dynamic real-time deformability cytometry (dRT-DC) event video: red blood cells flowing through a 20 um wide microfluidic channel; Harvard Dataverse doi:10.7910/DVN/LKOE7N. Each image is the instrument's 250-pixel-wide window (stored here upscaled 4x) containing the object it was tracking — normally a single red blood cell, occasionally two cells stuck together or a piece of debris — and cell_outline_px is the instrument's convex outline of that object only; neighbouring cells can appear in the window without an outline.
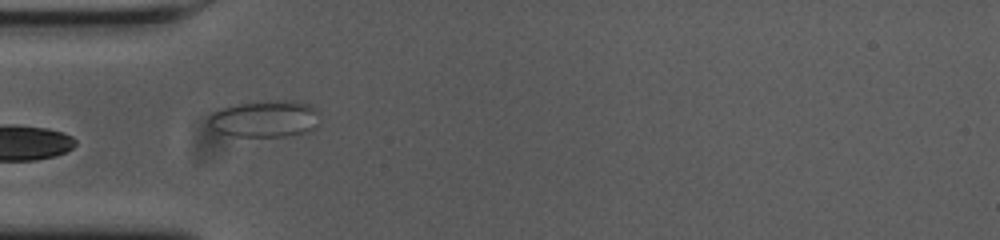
{"species": "common noctule bat (a hibernating species)", "species_latin": "Nyctalus noctula", "temperature_condition": "cold", "stored_images_in_passage": 33, "camera_frame_rate_fps": 3000, "um_per_image_px": 0.085, "animal": {"sex": "female", "body_mass_g": 23.0, "forearm_length_mm": 53.4}, "frame": {"image": 1, "passage_image": 1, "time_ms": 0.0, "image_size_px": [1000, 240], "cell_outline_px": [[320, 124], [316, 128], [304, 132], [284, 136], [236, 136], [220, 132], [212, 128], [208, 124], [208, 116], [212, 112], [228, 104], [284, 100], [296, 100], [312, 104], [316, 112]], "centroid_in_image_um": [22.51, 10.08], "position_along_channel_um": 62.5, "area_um2": 24.04}}